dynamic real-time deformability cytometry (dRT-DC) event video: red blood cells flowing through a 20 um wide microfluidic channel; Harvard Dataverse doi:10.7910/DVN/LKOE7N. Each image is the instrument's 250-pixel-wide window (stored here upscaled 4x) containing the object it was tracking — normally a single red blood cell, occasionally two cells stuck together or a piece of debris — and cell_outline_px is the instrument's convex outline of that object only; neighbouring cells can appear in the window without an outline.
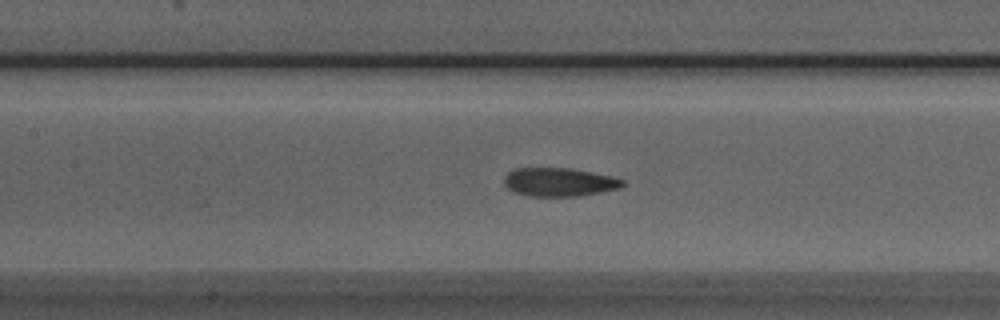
{"species": "Egyptian fruit bat (a non-hibernating species)", "species_latin": "Rousettus aegyptiacus", "temperature_condition": "room temperature", "stored_images_in_passage": 39, "segment_of_instrument_passage": [1, 2], "camera_frame_rate_fps": 3000, "um_per_image_px": 0.085, "animal": {"sex": "male"}, "frame": {"image": 1, "passage_image": 9, "time_ms": 2.667, "image_size_px": [1000, 320], "cell_outline_px": [[624, 184], [620, 188], [600, 192], [576, 196], [528, 196], [516, 192], [508, 188], [504, 184], [504, 176], [508, 172], [516, 168], [572, 168], [612, 176], [624, 180]], "centroid_in_image_um": [47.53, 15.47], "position_along_channel_um": 159.9, "area_um2": 19.65}}
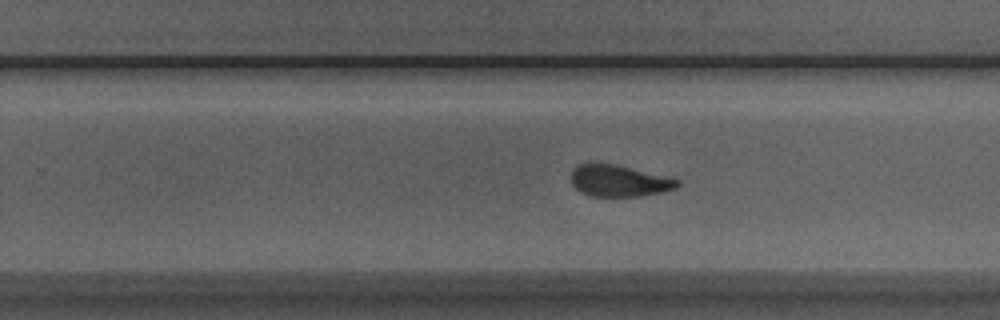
{"frame": {"image": 2, "passage_image": 18, "time_ms": 5.667, "image_size_px": [1000, 320], "cell_outline_px": [[680, 184], [676, 188], [664, 192], [640, 196], [588, 196], [580, 192], [572, 184], [572, 168], [580, 164], [616, 164], [680, 180]], "centroid_in_image_um": [52.62, 15.38], "position_along_channel_um": 277.2, "area_um2": 19.42}}
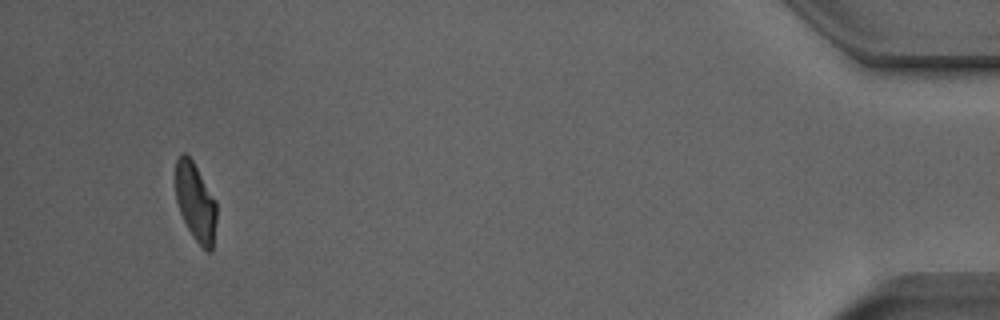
{"frame": {"image": 3, "passage_image": 35, "time_ms": 11.333, "image_size_px": [1000, 320], "cell_outline_px": [[216, 220], [212, 252], [208, 252], [192, 236], [180, 212], [176, 200], [176, 160], [184, 152], [192, 160], [216, 200]], "centroid_in_image_um": [16.63, 17.19], "position_along_channel_um": 418.6, "area_um2": 18.44}}